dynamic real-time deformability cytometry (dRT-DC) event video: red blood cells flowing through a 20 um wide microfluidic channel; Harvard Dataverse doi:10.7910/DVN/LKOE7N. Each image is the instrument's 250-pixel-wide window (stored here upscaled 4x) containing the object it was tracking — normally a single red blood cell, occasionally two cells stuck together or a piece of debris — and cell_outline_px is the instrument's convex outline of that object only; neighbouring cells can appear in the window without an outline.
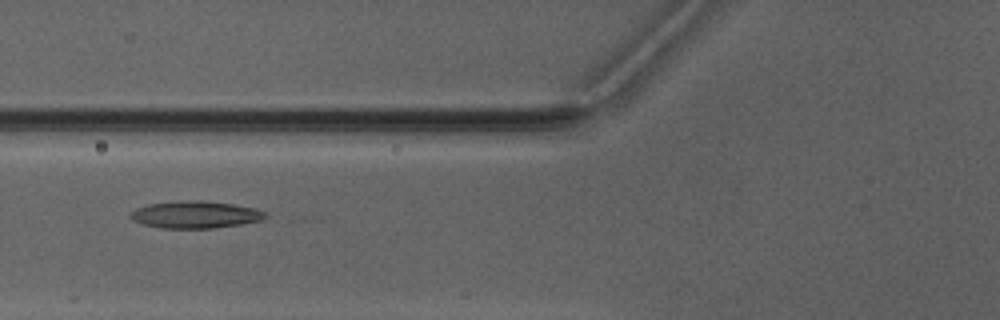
{"species": "Egyptian fruit bat (a non-hibernating species)", "species_latin": "Rousettus aegyptiacus", "temperature_condition": "warm", "stored_images_in_passage": 7, "camera_frame_rate_fps": 3000, "um_per_image_px": 0.085, "animal": {"sex": "male"}, "frame": {"image": 1, "passage_image": 6, "time_ms": 6.667, "image_size_px": [1000, 320], "cell_outline_px": [[268, 216], [260, 220], [240, 224], [212, 228], [160, 228], [144, 224], [132, 220], [128, 216], [128, 212], [136, 208], [148, 204], [180, 200], [200, 200], [232, 204], [252, 208], [264, 212]], "centroid_in_image_um": [16.51, 18.24], "position_along_channel_um": 109.3, "area_um2": 21.27}}